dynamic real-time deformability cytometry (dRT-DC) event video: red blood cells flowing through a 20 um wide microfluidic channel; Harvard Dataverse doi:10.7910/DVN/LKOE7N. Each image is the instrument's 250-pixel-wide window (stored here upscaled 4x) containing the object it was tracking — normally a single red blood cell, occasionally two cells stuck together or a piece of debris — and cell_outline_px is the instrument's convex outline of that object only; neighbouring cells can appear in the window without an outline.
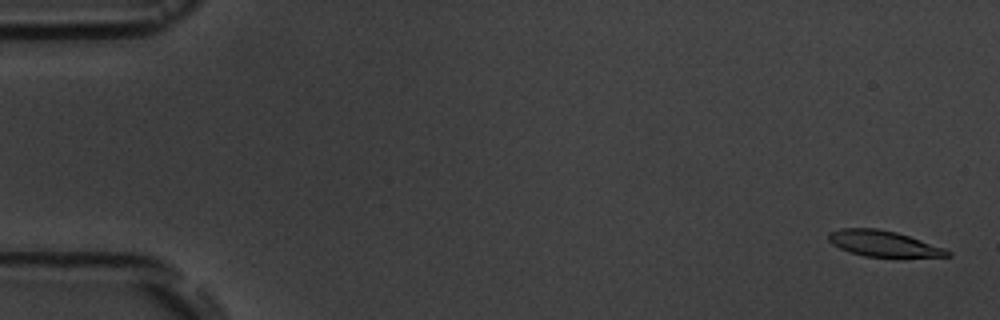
{"species": "common noctule bat (a hibernating species)", "species_latin": "Nyctalus noctula", "temperature_condition": "room temperature", "stored_images_in_passage": 5, "camera_frame_rate_fps": 3000, "um_per_image_px": 0.085, "animal": {"sex": "male", "body_mass_g": 19.5, "forearm_length_mm": 54.6}, "frame": {"image": 1, "passage_image": 1, "time_ms": 0.0, "image_size_px": [1000, 320], "cell_outline_px": [[952, 256], [864, 256], [848, 252], [832, 244], [828, 240], [828, 232], [840, 228], [876, 228], [896, 232], [944, 248], [952, 252]], "centroid_in_image_um": [75.02, 20.69], "position_along_channel_um": 10.0, "area_um2": 17.63}}
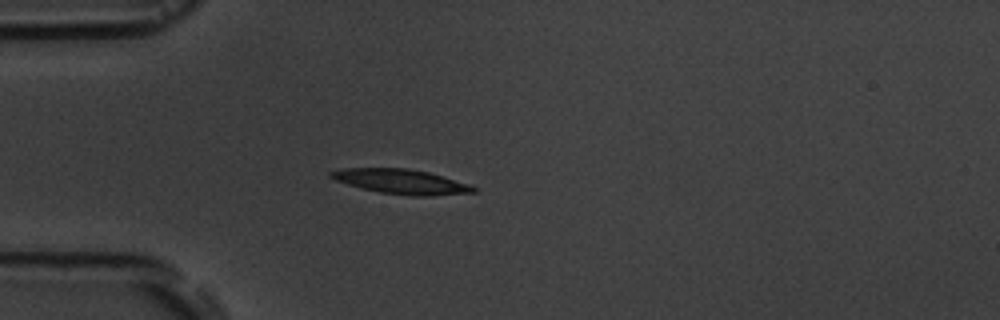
{"frame": {"image": 2, "passage_image": 5, "time_ms": 4.667, "image_size_px": [1000, 320], "cell_outline_px": [[476, 192], [428, 196], [412, 196], [380, 192], [348, 184], [336, 180], [328, 176], [328, 172], [344, 168], [408, 168], [428, 172], [468, 184], [476, 188]], "centroid_in_image_um": [34.08, 15.43], "position_along_channel_um": 50.9, "area_um2": 20.23}}